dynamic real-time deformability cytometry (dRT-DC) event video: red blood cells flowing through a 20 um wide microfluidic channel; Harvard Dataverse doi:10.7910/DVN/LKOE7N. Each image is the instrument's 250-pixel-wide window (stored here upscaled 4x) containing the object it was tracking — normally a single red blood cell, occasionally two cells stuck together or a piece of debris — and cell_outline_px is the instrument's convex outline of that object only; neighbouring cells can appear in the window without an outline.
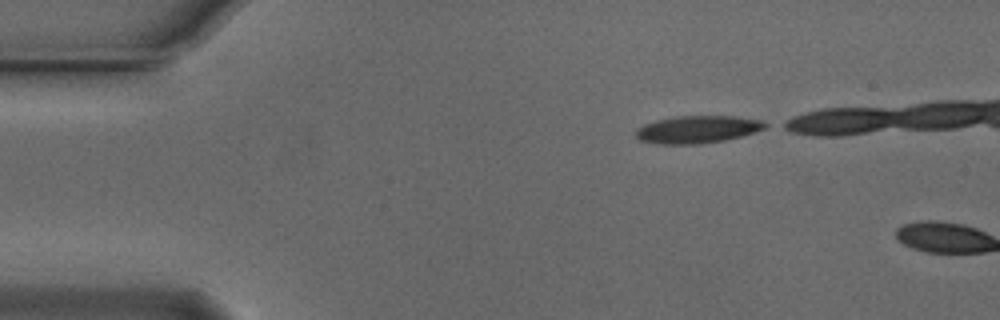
{"species": "Egyptian fruit bat (a non-hibernating species)", "species_latin": "Rousettus aegyptiacus", "temperature_condition": "cold", "stored_images_in_passage": 2, "camera_frame_rate_fps": 3000, "um_per_image_px": 0.085, "animal": {"sex": "male"}, "frame": {"image": 1, "passage_image": 1, "time_ms": 0.0, "image_size_px": [1000, 320], "cell_outline_px": [[768, 124], [764, 128], [740, 136], [724, 140], [700, 144], [656, 144], [640, 140], [636, 136], [636, 128], [644, 124], [656, 120], [676, 116], [736, 116], [760, 120]], "centroid_in_image_um": [59.23, 11.0], "position_along_channel_um": 25.8, "area_um2": 20.58}}